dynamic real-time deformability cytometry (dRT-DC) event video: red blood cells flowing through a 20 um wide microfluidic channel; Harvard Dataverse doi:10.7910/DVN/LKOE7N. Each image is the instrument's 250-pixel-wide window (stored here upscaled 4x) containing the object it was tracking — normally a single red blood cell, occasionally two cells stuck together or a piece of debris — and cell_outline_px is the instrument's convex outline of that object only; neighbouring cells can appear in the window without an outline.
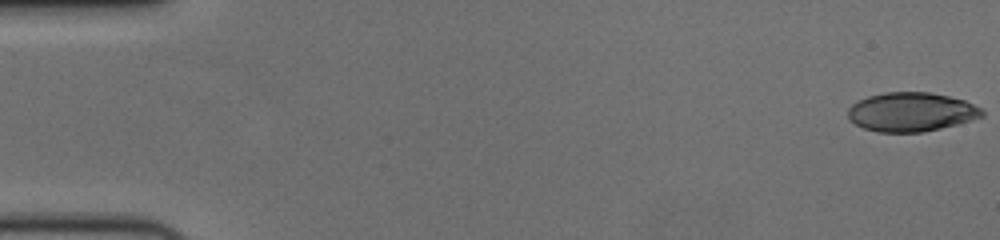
{"species": "human", "species_latin": "Homo sapiens", "temperature_condition": "cold", "stored_images_in_passage": 57, "camera_frame_rate_fps": 3000, "um_per_image_px": 0.085, "donor": {"sex": "female"}, "frame": {"image": 1, "passage_image": 1, "time_ms": 0.0, "image_size_px": [1000, 240], "cell_outline_px": [[984, 116], [960, 124], [924, 132], [876, 132], [864, 128], [856, 124], [848, 116], [848, 108], [852, 104], [868, 96], [884, 92], [928, 92], [948, 96], [964, 100], [980, 108], [984, 112]], "centroid_in_image_um": [77.47, 9.52], "position_along_channel_um": 7.5, "area_um2": 30.52}}
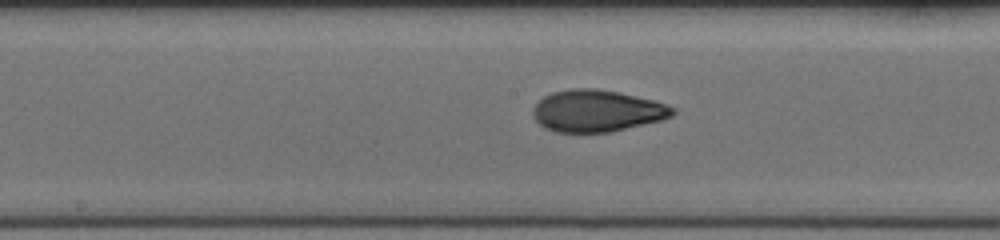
{"frame": {"image": 2, "passage_image": 30, "time_ms": 9.667, "image_size_px": [1000, 240], "cell_outline_px": [[676, 112], [672, 116], [664, 120], [612, 132], [556, 132], [544, 128], [532, 116], [532, 108], [544, 96], [552, 92], [572, 88], [596, 88], [620, 92], [656, 100], [668, 104], [676, 108]], "centroid_in_image_um": [50.79, 9.42], "position_along_channel_um": 197.4, "area_um2": 34.62}}
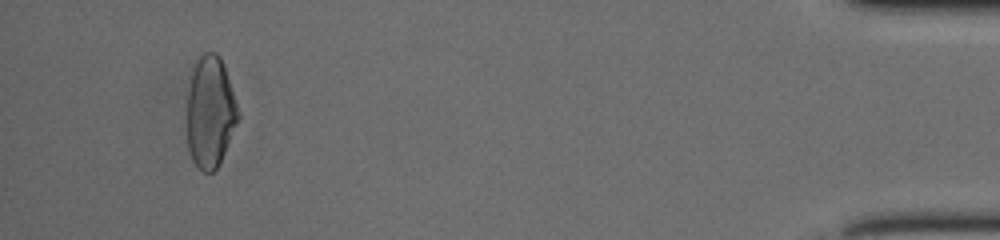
{"frame": {"image": 3, "passage_image": 54, "time_ms": 17.667, "image_size_px": [1000, 240], "cell_outline_px": [[240, 116], [224, 152], [216, 168], [212, 172], [204, 172], [192, 160], [188, 148], [188, 92], [192, 68], [196, 60], [204, 52], [216, 52], [220, 56]], "centroid_in_image_um": [17.85, 9.5], "position_along_channel_um": 417.4, "area_um2": 32.54}, "authors_computed_cell_mechanics": {"area_um2": 32.8304, "velocity_mm_per_s": 3.6647, "shape_relaxation_time_tau1_ms": 6.0694, "shape_relaxation_time_tau2_ms": 1.6093, "deformation_change_tau1": 0.2168, "deformation_change_tau2": 0.0653}}